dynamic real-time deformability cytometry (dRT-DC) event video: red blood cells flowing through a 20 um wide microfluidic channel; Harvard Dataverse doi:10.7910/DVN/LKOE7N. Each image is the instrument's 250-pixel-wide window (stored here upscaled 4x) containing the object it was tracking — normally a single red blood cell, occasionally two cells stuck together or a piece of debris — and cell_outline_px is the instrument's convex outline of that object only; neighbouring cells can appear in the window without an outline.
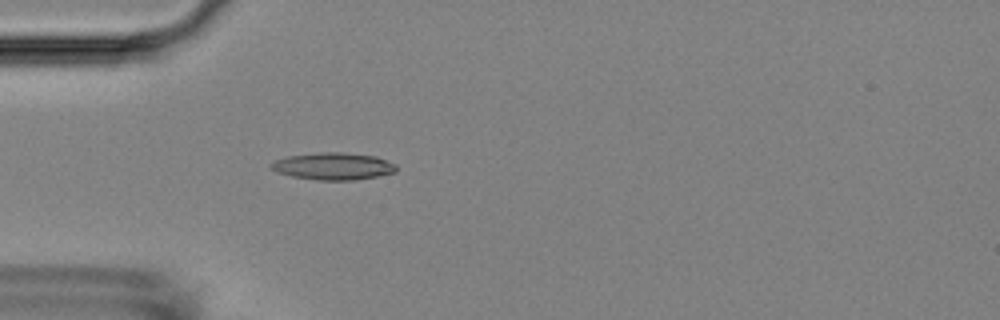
{"species": "Egyptian fruit bat (a non-hibernating species)", "species_latin": "Rousettus aegyptiacus", "temperature_condition": "room temperature", "stored_images_in_passage": 47, "camera_frame_rate_fps": 3000, "um_per_image_px": 0.085, "animal": {"sex": "female"}, "frame": {"image": 1, "passage_image": 8, "time_ms": 2.333, "image_size_px": [1000, 320], "cell_outline_px": [[396, 172], [356, 180], [316, 180], [292, 176], [276, 172], [268, 168], [268, 164], [276, 160], [288, 156], [324, 152], [344, 152], [376, 156], [396, 164]], "centroid_in_image_um": [28.3, 14.13], "position_along_channel_um": 56.7, "area_um2": 19.88}}
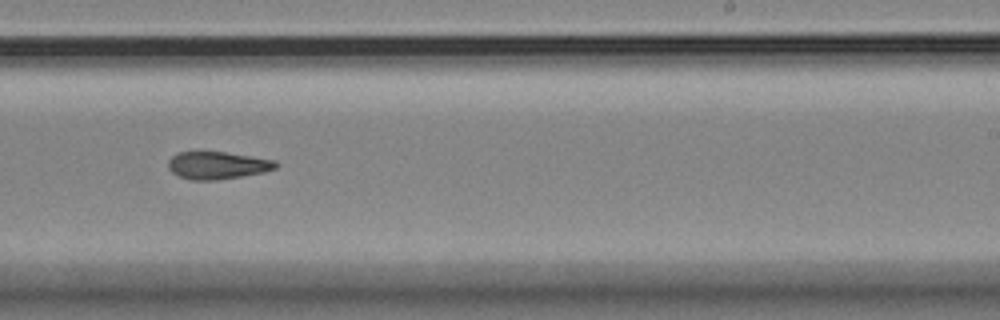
{"frame": {"image": 2, "passage_image": 26, "time_ms": 8.333, "image_size_px": [1000, 320], "cell_outline_px": [[280, 164], [276, 168], [264, 172], [216, 180], [192, 180], [180, 176], [172, 172], [168, 168], [168, 160], [172, 156], [180, 152], [224, 152], [252, 156], [276, 160]], "centroid_in_image_um": [18.51, 14.05], "position_along_channel_um": 270.5, "area_um2": 17.17}}
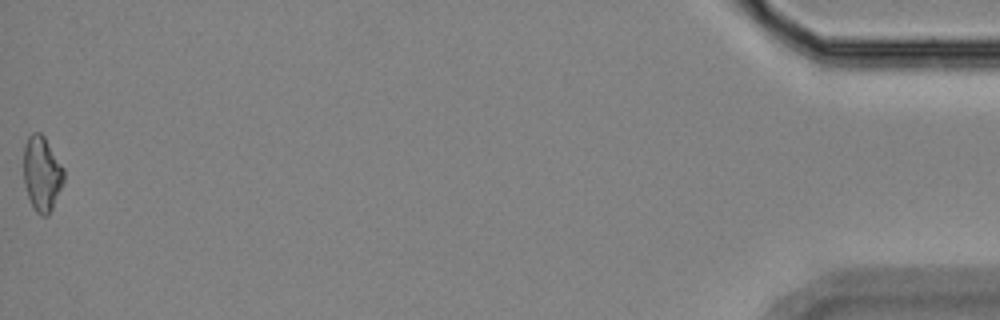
{"frame": {"image": 3, "passage_image": 47, "time_ms": 15.333, "image_size_px": [1000, 320], "cell_outline_px": [[64, 180], [52, 208], [48, 216], [40, 216], [36, 212], [28, 196], [24, 184], [24, 144], [28, 136], [32, 132], [40, 132], [44, 136], [64, 168]], "centroid_in_image_um": [3.55, 14.74], "position_along_channel_um": 431.6, "area_um2": 17.51}, "authors_computed_cell_mechanics": {"area_um2": 17.7446, "velocity_mm_per_s": 3.6423, "shape_relaxation_time_tau1_ms": 4.7956, "shape_relaxation_time_tau2_ms": 9.4255, "deformation_change_tau1": 0.1302, "deformation_change_tau2": 0.211}}